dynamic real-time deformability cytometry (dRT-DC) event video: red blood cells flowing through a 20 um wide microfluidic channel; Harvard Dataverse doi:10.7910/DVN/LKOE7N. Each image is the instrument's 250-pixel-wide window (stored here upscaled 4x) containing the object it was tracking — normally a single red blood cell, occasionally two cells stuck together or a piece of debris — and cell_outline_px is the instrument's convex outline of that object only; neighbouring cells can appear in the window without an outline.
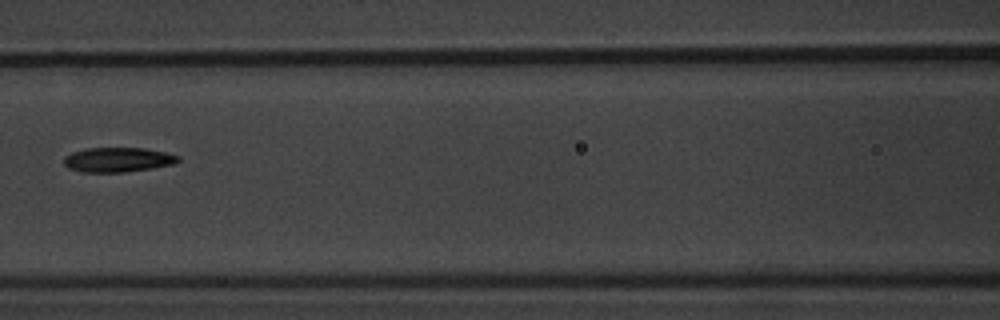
{"species": "common noctule bat (a hibernating species)", "species_latin": "Nyctalus noctula", "temperature_condition": "warm", "stored_images_in_passage": 4, "camera_frame_rate_fps": 3000, "um_per_image_px": 0.085, "animal": {"sex": "male", "body_mass_g": 20.1, "forearm_length_mm": 53.5}, "frame": {"image": 1, "passage_image": 4, "time_ms": 3.667, "image_size_px": [1000, 320], "cell_outline_px": [[180, 160], [176, 164], [152, 168], [124, 172], [80, 172], [68, 168], [64, 164], [64, 156], [72, 152], [84, 148], [144, 148], [164, 152], [180, 156]], "centroid_in_image_um": [10.01, 13.58], "position_along_channel_um": 156.6, "area_um2": 16.53}}